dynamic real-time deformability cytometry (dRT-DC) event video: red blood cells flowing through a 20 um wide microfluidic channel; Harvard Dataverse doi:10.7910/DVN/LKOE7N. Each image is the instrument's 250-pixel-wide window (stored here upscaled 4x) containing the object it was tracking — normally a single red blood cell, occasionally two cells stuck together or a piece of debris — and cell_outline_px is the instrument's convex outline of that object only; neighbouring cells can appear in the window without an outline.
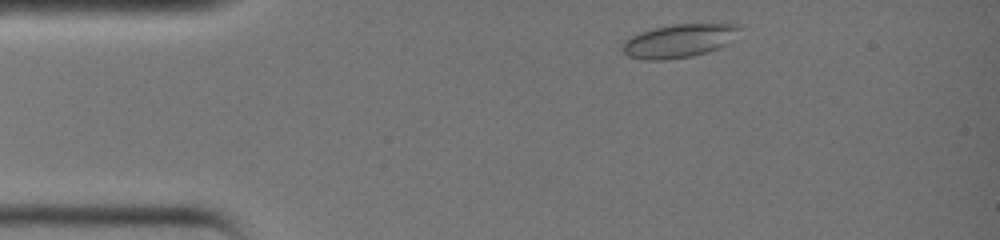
{"species": "common noctule bat (a hibernating species)", "species_latin": "Nyctalus noctula", "temperature_condition": "warm", "stored_images_in_passage": 29, "camera_frame_rate_fps": 3000, "um_per_image_px": 0.085, "animal": {"sex": "female", "body_mass_g": 19.0, "forearm_length_mm": 51.5}, "frame": {"image": 1, "passage_image": 2, "time_ms": 0.333, "image_size_px": [1000, 240], "cell_outline_px": [[744, 28], [728, 44], [720, 48], [708, 52], [692, 56], [664, 60], [644, 60], [628, 56], [620, 48], [624, 40], [640, 32], [672, 24], [744, 24]], "centroid_in_image_um": [57.77, 3.47], "position_along_channel_um": 27.2, "area_um2": 23.12}}
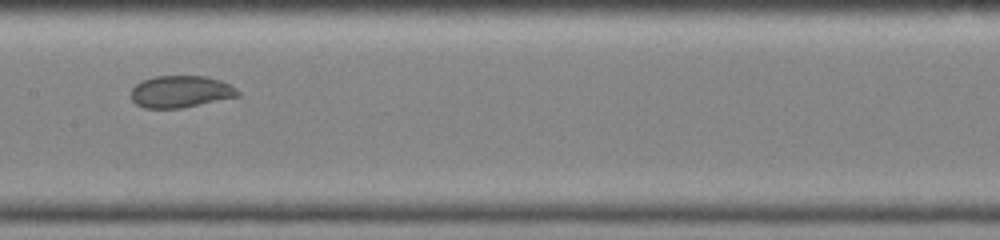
{"frame": {"image": 2, "passage_image": 15, "time_ms": 4.667, "image_size_px": [1000, 240], "cell_outline_px": [[240, 96], [180, 108], [144, 108], [136, 104], [132, 100], [132, 88], [140, 80], [156, 76], [208, 76], [220, 80], [236, 88], [240, 92]], "centroid_in_image_um": [15.35, 7.78], "position_along_channel_um": 192.0, "area_um2": 19.88}}
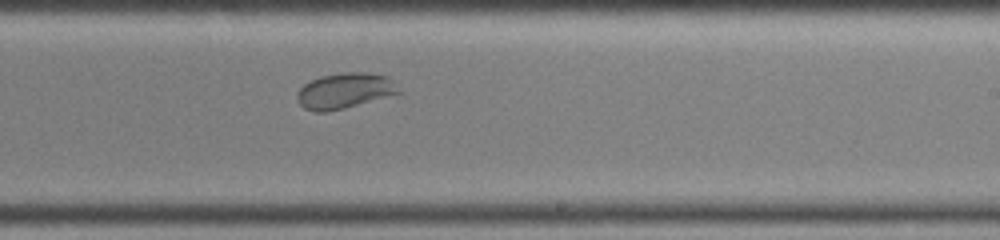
{"frame": {"image": 3, "passage_image": 19, "time_ms": 6.0, "image_size_px": [1000, 240], "cell_outline_px": [[404, 92], [344, 108], [328, 112], [316, 112], [304, 108], [296, 100], [296, 92], [304, 84], [320, 76], [344, 72], [368, 72], [388, 76]], "centroid_in_image_um": [29.31, 7.71], "position_along_channel_um": 259.7, "area_um2": 21.27}}